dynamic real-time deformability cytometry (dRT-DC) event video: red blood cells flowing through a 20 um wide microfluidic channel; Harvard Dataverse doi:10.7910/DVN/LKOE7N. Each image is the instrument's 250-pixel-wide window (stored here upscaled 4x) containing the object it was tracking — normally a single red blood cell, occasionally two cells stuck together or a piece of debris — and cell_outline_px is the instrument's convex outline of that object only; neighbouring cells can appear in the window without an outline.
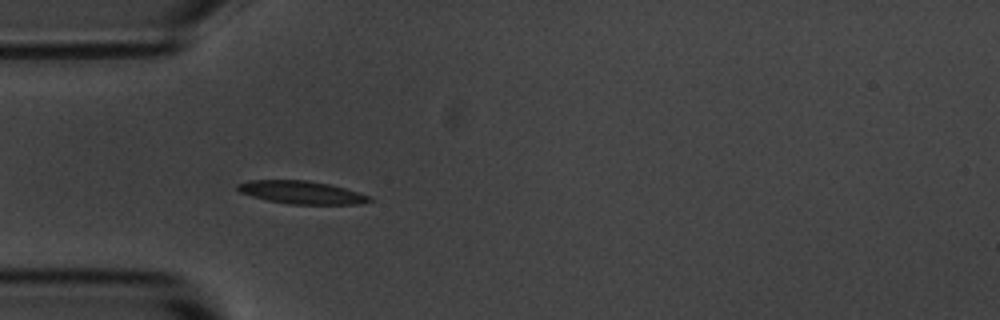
{"species": "common noctule bat (a hibernating species)", "species_latin": "Nyctalus noctula", "temperature_condition": "room temperature", "stored_images_in_passage": 3, "camera_frame_rate_fps": 3000, "um_per_image_px": 0.085, "animal": {"sex": "male", "body_mass_g": 20.1, "forearm_length_mm": 53.5}, "frame": {"image": 1, "passage_image": 3, "time_ms": 2.667, "image_size_px": [1000, 320], "cell_outline_px": [[372, 200], [356, 204], [288, 204], [268, 200], [252, 196], [240, 192], [236, 188], [236, 184], [248, 180], [304, 180], [328, 184], [344, 188], [372, 196]], "centroid_in_image_um": [25.6, 16.35], "position_along_channel_um": 59.4, "area_um2": 17.46}}